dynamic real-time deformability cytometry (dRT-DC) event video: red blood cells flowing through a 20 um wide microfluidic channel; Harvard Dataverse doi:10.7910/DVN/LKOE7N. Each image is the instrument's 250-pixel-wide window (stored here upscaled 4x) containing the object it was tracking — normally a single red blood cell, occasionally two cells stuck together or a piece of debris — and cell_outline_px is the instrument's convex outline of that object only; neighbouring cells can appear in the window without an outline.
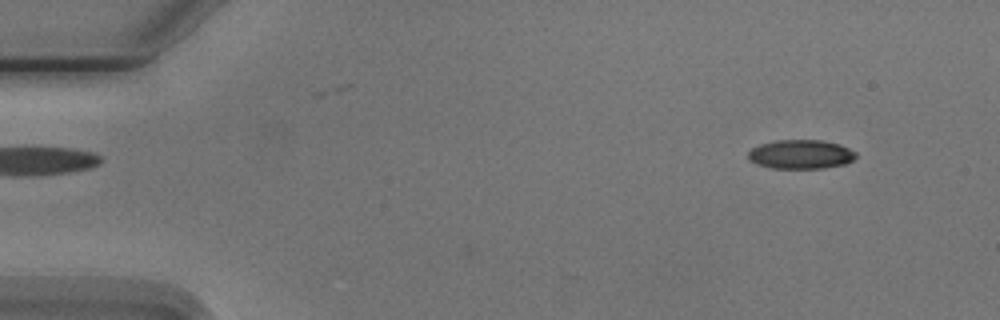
{"species": "Egyptian fruit bat (a non-hibernating species)", "species_latin": "Rousettus aegyptiacus", "temperature_condition": "cold", "stored_images_in_passage": 4, "camera_frame_rate_fps": 3000, "um_per_image_px": 0.085, "animal": {"sex": "male"}, "frame": {"image": 1, "passage_image": 1, "time_ms": 0.0, "image_size_px": [1000, 320], "cell_outline_px": [[856, 156], [852, 160], [844, 164], [824, 168], [772, 168], [756, 164], [748, 160], [748, 152], [752, 148], [760, 144], [776, 140], [824, 140], [840, 144], [856, 152]], "centroid_in_image_um": [68.05, 13.11], "position_along_channel_um": 17.0, "area_um2": 18.32}}
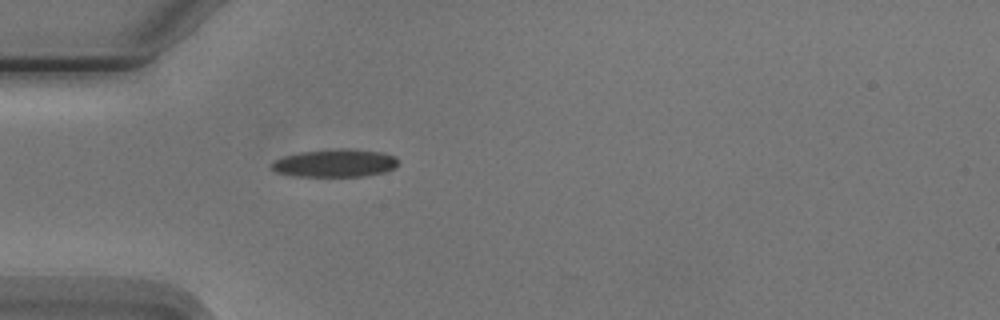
{"frame": {"image": 2, "passage_image": 4, "time_ms": 3.667, "image_size_px": [1000, 320], "cell_outline_px": [[396, 168], [384, 172], [364, 176], [292, 176], [276, 172], [272, 168], [272, 164], [276, 160], [284, 156], [300, 152], [340, 148], [352, 148], [384, 152], [396, 156]], "centroid_in_image_um": [28.51, 13.85], "position_along_channel_um": 56.5, "area_um2": 20.63}}